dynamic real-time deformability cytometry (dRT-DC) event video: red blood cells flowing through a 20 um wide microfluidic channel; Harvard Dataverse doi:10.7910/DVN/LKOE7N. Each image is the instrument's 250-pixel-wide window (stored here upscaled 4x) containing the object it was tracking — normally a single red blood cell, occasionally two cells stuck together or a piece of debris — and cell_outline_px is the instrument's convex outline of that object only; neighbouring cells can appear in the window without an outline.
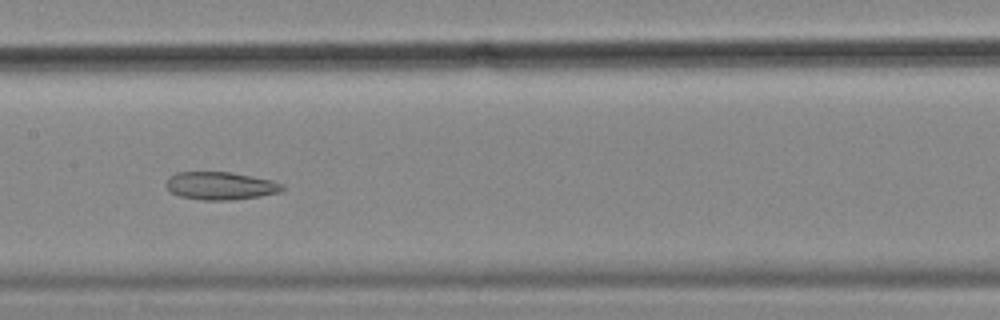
{"species": "common noctule bat (a hibernating species)", "species_latin": "Nyctalus noctula", "temperature_condition": "cold", "stored_images_in_passage": 57, "camera_frame_rate_fps": 3000, "um_per_image_px": 0.085, "animal": {"sex": "female", "body_mass_g": 18.4}, "frame": {"image": 1, "passage_image": 28, "time_ms": 9.0, "image_size_px": [1000, 320], "cell_outline_px": [[284, 188], [280, 192], [260, 196], [228, 200], [204, 200], [180, 196], [172, 192], [164, 184], [168, 176], [176, 172], [228, 172], [252, 176], [272, 180], [284, 184]], "centroid_in_image_um": [18.73, 15.78], "position_along_channel_um": 188.7, "area_um2": 18.84}}
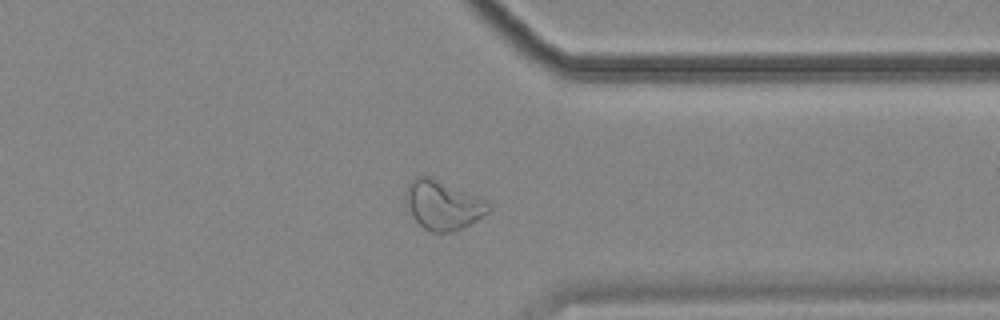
{"frame": {"image": 2, "passage_image": 44, "time_ms": 14.333, "image_size_px": [1000, 320], "cell_outline_px": [[492, 208], [488, 212], [468, 224], [452, 232], [432, 232], [424, 228], [412, 216], [404, 200], [404, 192], [408, 184], [416, 176], [428, 176], [488, 200], [492, 204]], "centroid_in_image_um": [37.63, 17.41], "position_along_channel_um": 373.8, "area_um2": 23.58}}
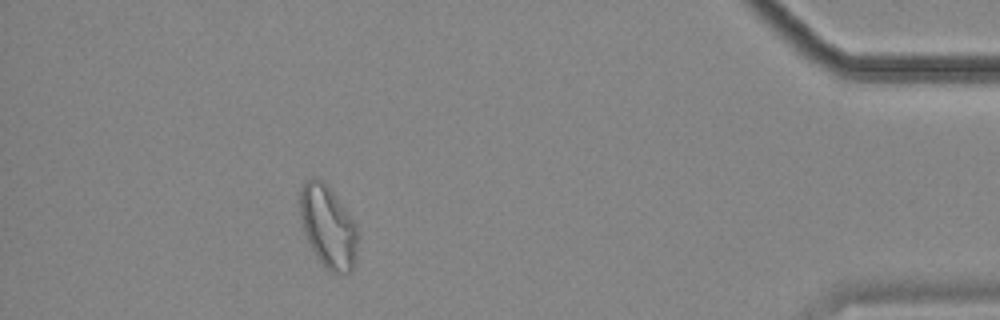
{"frame": {"image": 3, "passage_image": 51, "time_ms": 16.667, "image_size_px": [1000, 320], "cell_outline_px": [[356, 260], [352, 272], [328, 272], [324, 268], [316, 256], [304, 232], [300, 216], [300, 188], [304, 180], [312, 176], [324, 180], [336, 196], [356, 224]], "centroid_in_image_um": [27.86, 19.24], "position_along_channel_um": 407.3, "area_um2": 27.74}, "authors_computed_cell_mechanics": {"area_um2": 26.01, "velocity_mm_per_s": 3.5224, "shape_relaxation_time_tau1_ms": null, "shape_relaxation_time_tau2_ms": 3.7056, "deformation_change_tau1": null, "deformation_change_tau2": 0.1059}}